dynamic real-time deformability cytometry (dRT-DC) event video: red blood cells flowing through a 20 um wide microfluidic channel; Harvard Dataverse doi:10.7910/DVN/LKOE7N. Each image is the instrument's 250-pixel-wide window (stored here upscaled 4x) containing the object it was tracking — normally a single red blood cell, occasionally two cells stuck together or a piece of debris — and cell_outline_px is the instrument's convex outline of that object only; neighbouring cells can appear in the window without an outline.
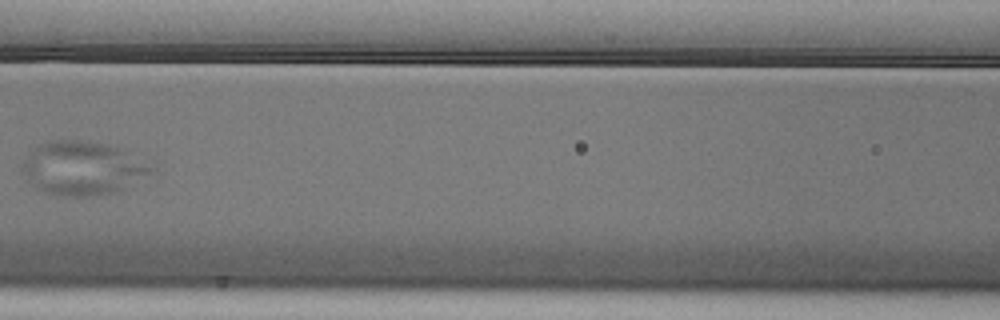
{"species": "Egyptian fruit bat (a non-hibernating species)", "species_latin": "Rousettus aegyptiacus", "temperature_condition": "cold", "stored_images_in_passage": 7, "camera_frame_rate_fps": 3000, "um_per_image_px": 0.085, "animal": {"sex": "male"}, "frame": {"image": 1, "passage_image": 6, "time_ms": 1.667, "image_size_px": [1000, 320], "cell_outline_px": [[152, 172], [112, 192], [88, 196], [72, 196], [48, 192], [36, 188], [20, 172], [20, 164], [32, 148], [44, 140], [80, 140], [108, 144], [116, 148], [152, 168]], "centroid_in_image_um": [6.83, 14.26], "position_along_channel_um": 159.8, "area_um2": 39.13}}